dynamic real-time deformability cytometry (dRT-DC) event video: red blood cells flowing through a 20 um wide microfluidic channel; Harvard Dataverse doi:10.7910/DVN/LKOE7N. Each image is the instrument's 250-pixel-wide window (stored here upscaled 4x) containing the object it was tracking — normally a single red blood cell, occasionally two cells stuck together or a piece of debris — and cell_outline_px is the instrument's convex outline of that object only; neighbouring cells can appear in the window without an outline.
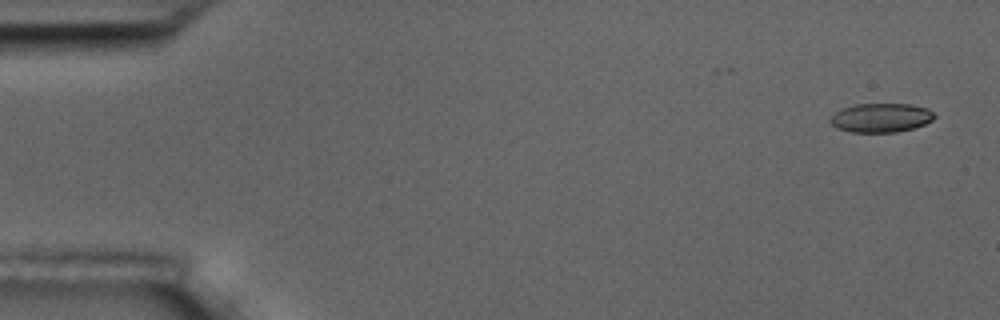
{"species": "common noctule bat (a hibernating species)", "species_latin": "Nyctalus noctula", "temperature_condition": "room temperature", "stored_images_in_passage": 4, "camera_frame_rate_fps": 3000, "um_per_image_px": 0.085, "animal": {"sex": "male", "body_mass_g": 17.5, "forearm_length_mm": 52.3}, "frame": {"image": 1, "passage_image": 1, "time_ms": 0.0, "image_size_px": [1000, 320], "cell_outline_px": [[936, 116], [932, 120], [924, 124], [912, 128], [896, 132], [848, 132], [836, 128], [828, 120], [836, 112], [844, 108], [856, 104], [912, 104], [928, 108]], "centroid_in_image_um": [74.88, 10.01], "position_along_channel_um": 10.1, "area_um2": 17.57}}
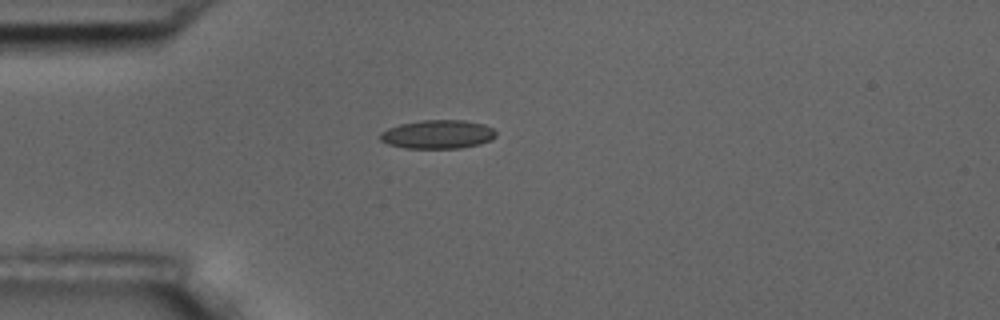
{"frame": {"image": 2, "passage_image": 4, "time_ms": 4.333, "image_size_px": [1000, 320], "cell_outline_px": [[496, 136], [492, 140], [480, 144], [460, 148], [404, 148], [388, 144], [380, 140], [380, 132], [388, 128], [400, 124], [420, 120], [464, 120], [484, 124], [492, 128], [496, 132]], "centroid_in_image_um": [37.21, 11.42], "position_along_channel_um": 47.8, "area_um2": 19.48}}